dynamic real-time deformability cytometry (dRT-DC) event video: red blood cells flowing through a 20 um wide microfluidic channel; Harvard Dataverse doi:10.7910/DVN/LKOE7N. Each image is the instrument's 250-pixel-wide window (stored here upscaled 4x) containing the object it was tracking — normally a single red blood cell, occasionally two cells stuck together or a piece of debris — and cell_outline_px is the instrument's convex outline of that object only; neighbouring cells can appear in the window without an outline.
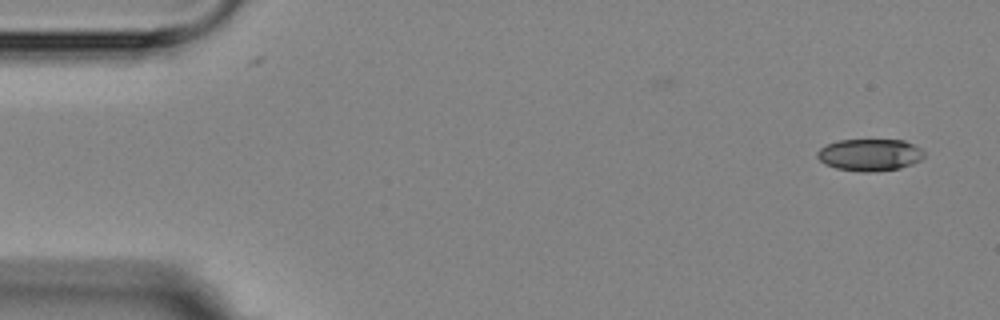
{"species": "Egyptian fruit bat (a non-hibernating species)", "species_latin": "Rousettus aegyptiacus", "temperature_condition": "room temperature", "stored_images_in_passage": 2, "camera_frame_rate_fps": 3000, "um_per_image_px": 0.085, "animal": {"sex": "female"}, "frame": {"image": 1, "passage_image": 2, "time_ms": 1.333, "image_size_px": [1000, 320], "cell_outline_px": [[924, 156], [920, 160], [912, 164], [900, 168], [876, 172], [864, 172], [836, 168], [824, 164], [816, 156], [816, 152], [824, 144], [836, 140], [904, 140], [920, 148], [924, 152]], "centroid_in_image_um": [73.89, 13.16], "position_along_channel_um": 11.1, "area_um2": 20.11}}